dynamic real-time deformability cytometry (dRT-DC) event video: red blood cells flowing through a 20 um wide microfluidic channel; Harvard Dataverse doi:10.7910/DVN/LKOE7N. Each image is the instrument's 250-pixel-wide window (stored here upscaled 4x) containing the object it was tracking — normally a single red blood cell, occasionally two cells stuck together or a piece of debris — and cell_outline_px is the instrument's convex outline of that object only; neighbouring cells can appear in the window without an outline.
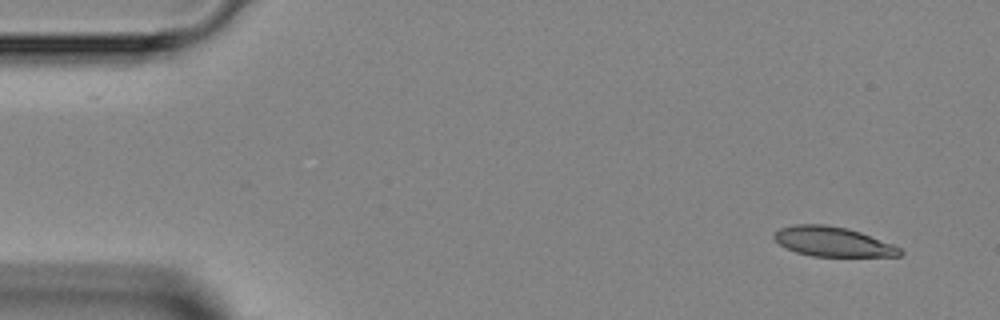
{"species": "Egyptian fruit bat (a non-hibernating species)", "species_latin": "Rousettus aegyptiacus", "temperature_condition": "room temperature", "stored_images_in_passage": 3, "camera_frame_rate_fps": 3000, "um_per_image_px": 0.085, "animal": {"sex": "female"}, "frame": {"image": 1, "passage_image": 1, "time_ms": 0.0, "image_size_px": [1000, 320], "cell_outline_px": [[904, 252], [900, 256], [812, 256], [796, 252], [780, 244], [772, 236], [780, 228], [796, 224], [824, 224], [848, 228], [860, 232], [892, 244], [900, 248]], "centroid_in_image_um": [70.79, 20.54], "position_along_channel_um": 14.2, "area_um2": 21.56}}
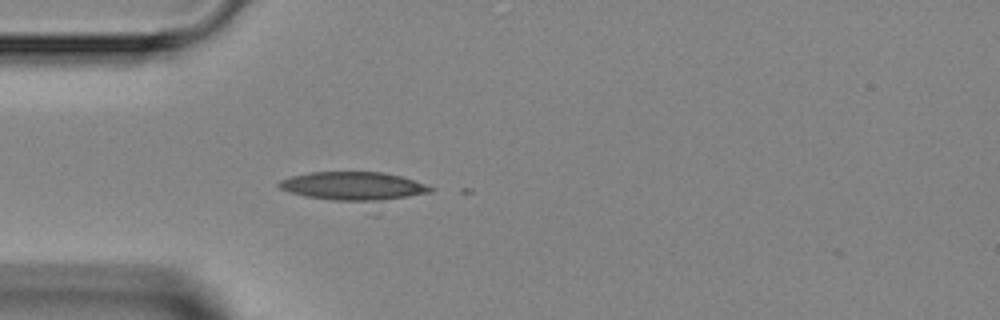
{"frame": {"image": 2, "passage_image": 3, "time_ms": 3.333, "image_size_px": [1000, 320], "cell_outline_px": [[436, 188], [432, 192], [372, 204], [368, 204], [332, 200], [308, 196], [292, 192], [280, 188], [276, 184], [280, 180], [292, 176], [308, 172], [384, 172], [400, 176]], "centroid_in_image_um": [30.1, 15.85], "position_along_channel_um": 54.9, "area_um2": 25.66}}